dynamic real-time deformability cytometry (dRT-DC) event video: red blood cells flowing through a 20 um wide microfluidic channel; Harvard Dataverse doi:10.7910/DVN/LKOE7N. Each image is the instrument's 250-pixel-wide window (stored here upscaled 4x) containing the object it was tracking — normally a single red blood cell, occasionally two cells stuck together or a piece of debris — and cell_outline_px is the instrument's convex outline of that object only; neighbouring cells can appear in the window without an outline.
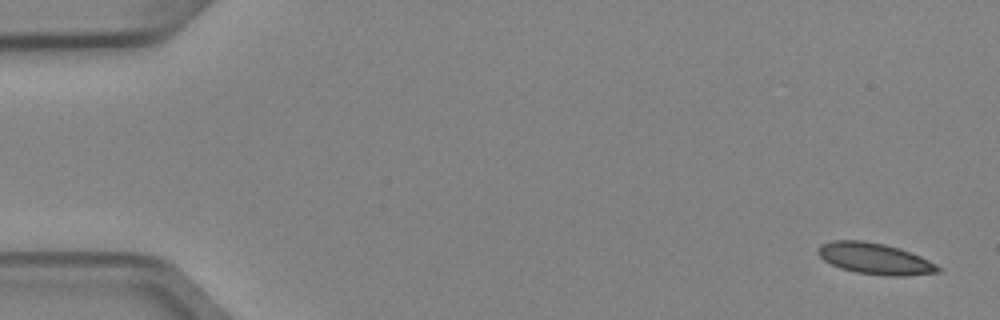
{"species": "Egyptian fruit bat (a non-hibernating species)", "species_latin": "Rousettus aegyptiacus", "temperature_condition": "cold", "stored_images_in_passage": 5, "camera_frame_rate_fps": 3000, "um_per_image_px": 0.085, "animal": {"sex": "female"}, "frame": {"image": 1, "passage_image": 1, "time_ms": 0.0, "image_size_px": [1000, 320], "cell_outline_px": [[940, 272], [904, 276], [888, 276], [856, 272], [840, 268], [824, 260], [816, 252], [820, 244], [832, 240], [864, 240], [884, 244], [900, 248], [920, 256], [936, 264], [940, 268]], "centroid_in_image_um": [74.35, 21.97], "position_along_channel_um": 10.7, "area_um2": 21.85}}
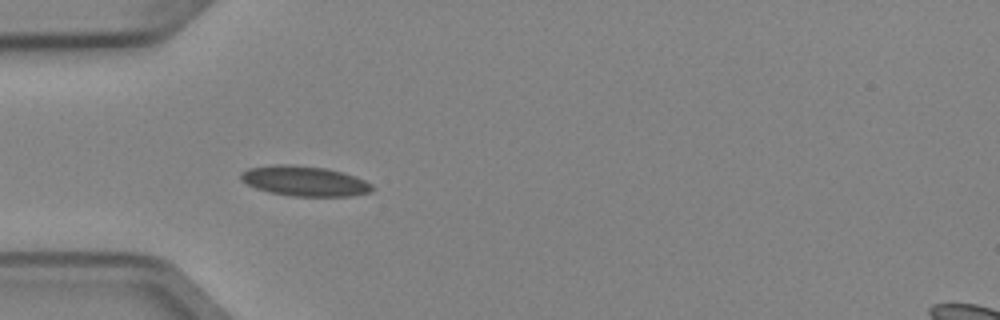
{"frame": {"image": 2, "passage_image": 5, "time_ms": 1.333, "image_size_px": [1000, 320], "cell_outline_px": [[376, 188], [372, 192], [352, 196], [292, 196], [268, 192], [256, 188], [240, 180], [240, 172], [248, 168], [276, 164], [284, 164], [324, 168], [344, 172], [356, 176], [372, 184]], "centroid_in_image_um": [25.91, 15.39], "position_along_channel_um": 59.1, "area_um2": 23.18}}